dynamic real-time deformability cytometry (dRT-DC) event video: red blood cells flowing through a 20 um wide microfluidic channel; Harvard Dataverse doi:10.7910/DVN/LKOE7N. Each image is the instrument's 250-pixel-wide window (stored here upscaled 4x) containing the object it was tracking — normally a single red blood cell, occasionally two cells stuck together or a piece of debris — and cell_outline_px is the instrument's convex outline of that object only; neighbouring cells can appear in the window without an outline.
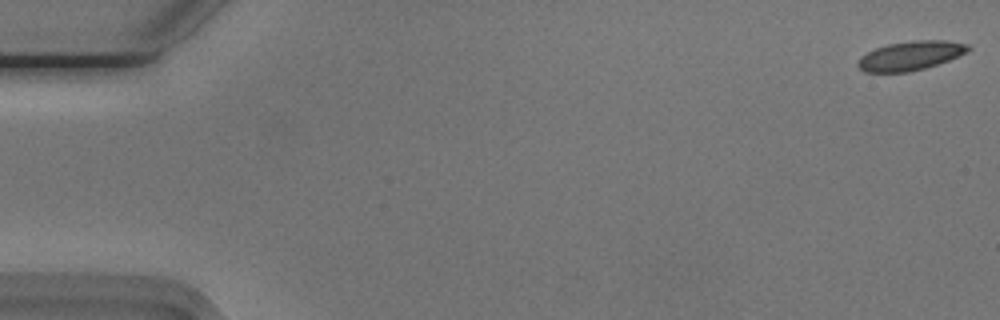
{"species": "Egyptian fruit bat (a non-hibernating species)", "species_latin": "Rousettus aegyptiacus", "temperature_condition": "cold", "stored_images_in_passage": 12, "camera_frame_rate_fps": 3000, "um_per_image_px": 0.085, "animal": {"sex": "male"}, "frame": {"image": 1, "passage_image": 1, "time_ms": 0.0, "image_size_px": [1000, 320], "cell_outline_px": [[972, 48], [968, 52], [948, 60], [924, 68], [908, 72], [864, 72], [856, 64], [860, 56], [876, 48], [888, 44], [912, 40], [944, 40], [968, 44]], "centroid_in_image_um": [77.39, 4.72], "position_along_channel_um": 7.6, "area_um2": 18.67}}